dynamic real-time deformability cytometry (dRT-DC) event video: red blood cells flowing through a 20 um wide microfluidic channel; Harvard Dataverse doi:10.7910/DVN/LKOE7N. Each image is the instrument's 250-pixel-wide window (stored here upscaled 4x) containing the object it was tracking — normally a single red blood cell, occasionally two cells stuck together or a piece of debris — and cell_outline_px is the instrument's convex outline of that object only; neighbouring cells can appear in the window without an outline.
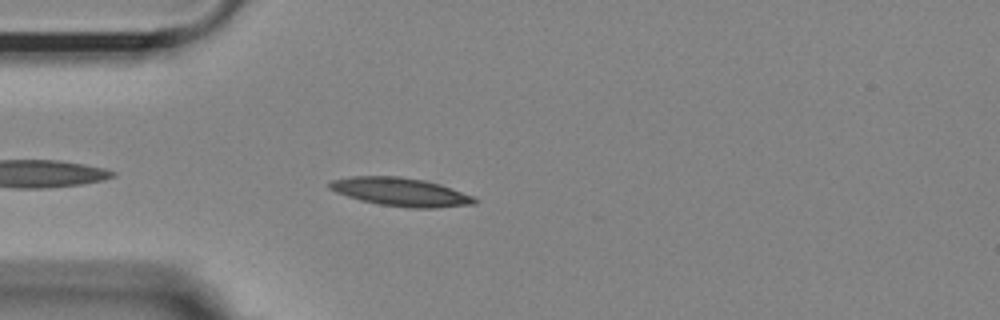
{"species": "Egyptian fruit bat (a non-hibernating species)", "species_latin": "Rousettus aegyptiacus", "temperature_condition": "room temperature", "stored_images_in_passage": 13, "camera_frame_rate_fps": 3000, "um_per_image_px": 0.085, "animal": {"sex": "female"}, "frame": {"image": 1, "passage_image": 4, "time_ms": 1.0, "image_size_px": [1000, 320], "cell_outline_px": [[480, 200], [476, 204], [436, 208], [412, 208], [380, 204], [360, 200], [336, 192], [328, 188], [328, 184], [332, 180], [352, 176], [400, 176], [424, 180], [440, 184], [452, 188], [472, 196]], "centroid_in_image_um": [34.08, 16.31], "position_along_channel_um": 50.9, "area_um2": 23.99}}
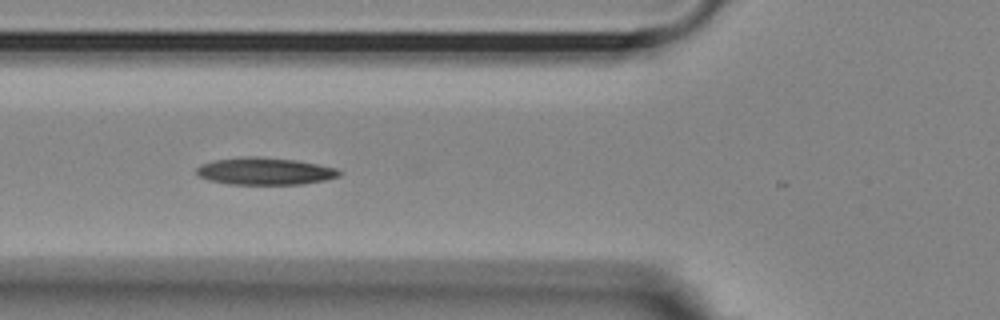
{"frame": {"image": 2, "passage_image": 9, "time_ms": 2.667, "image_size_px": [1000, 320], "cell_outline_px": [[344, 172], [340, 176], [324, 180], [304, 184], [228, 184], [208, 180], [200, 176], [196, 172], [196, 168], [200, 164], [216, 160], [248, 156], [260, 156], [296, 160], [336, 168]], "centroid_in_image_um": [22.53, 14.55], "position_along_channel_um": 103.3, "area_um2": 22.66}}
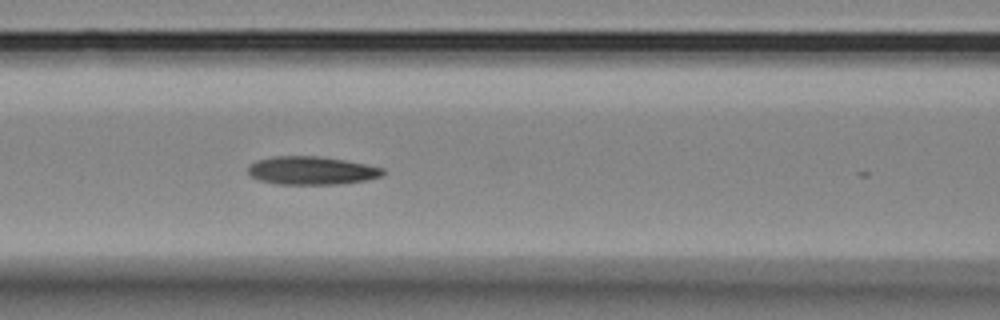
{"frame": {"image": 3, "passage_image": 12, "time_ms": 3.667, "image_size_px": [1000, 320], "cell_outline_px": [[384, 176], [368, 180], [336, 184], [276, 184], [260, 180], [252, 176], [248, 172], [248, 164], [256, 160], [272, 156], [320, 156], [344, 160], [384, 168]], "centroid_in_image_um": [26.48, 14.49], "position_along_channel_um": 140.1, "area_um2": 22.25}}